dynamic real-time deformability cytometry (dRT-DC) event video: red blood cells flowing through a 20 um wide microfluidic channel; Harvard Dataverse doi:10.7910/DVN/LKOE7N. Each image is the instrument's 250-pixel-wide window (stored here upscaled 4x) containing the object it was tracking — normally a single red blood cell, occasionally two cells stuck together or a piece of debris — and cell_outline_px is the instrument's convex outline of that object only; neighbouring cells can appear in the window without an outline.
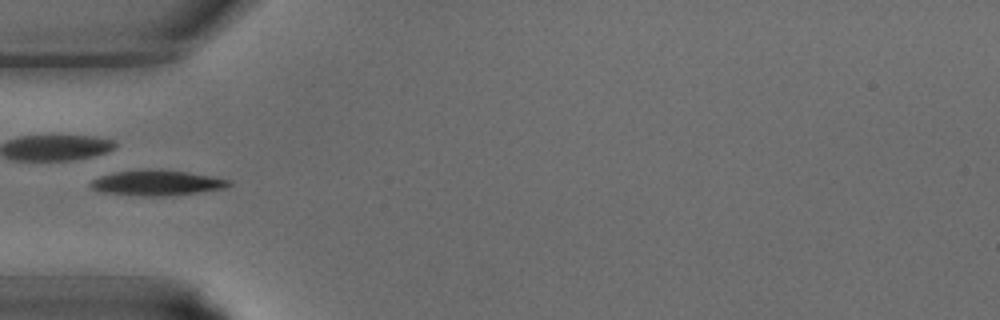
{"species": "common noctule bat (a hibernating species)", "species_latin": "Nyctalus noctula", "temperature_condition": "warm", "stored_images_in_passage": 25, "camera_frame_rate_fps": 3000, "um_per_image_px": 0.085, "animal": {"sex": "male", "body_mass_g": 15.6}, "frame": {"image": 1, "passage_image": 13, "time_ms": 4.0, "image_size_px": [1000, 320], "cell_outline_px": [[232, 184], [224, 188], [196, 192], [164, 196], [144, 196], [104, 192], [92, 188], [92, 180], [100, 176], [116, 172], [148, 168], [160, 168], [188, 172], [232, 180]], "centroid_in_image_um": [13.37, 15.52], "position_along_channel_um": 71.6, "area_um2": 20.29}}